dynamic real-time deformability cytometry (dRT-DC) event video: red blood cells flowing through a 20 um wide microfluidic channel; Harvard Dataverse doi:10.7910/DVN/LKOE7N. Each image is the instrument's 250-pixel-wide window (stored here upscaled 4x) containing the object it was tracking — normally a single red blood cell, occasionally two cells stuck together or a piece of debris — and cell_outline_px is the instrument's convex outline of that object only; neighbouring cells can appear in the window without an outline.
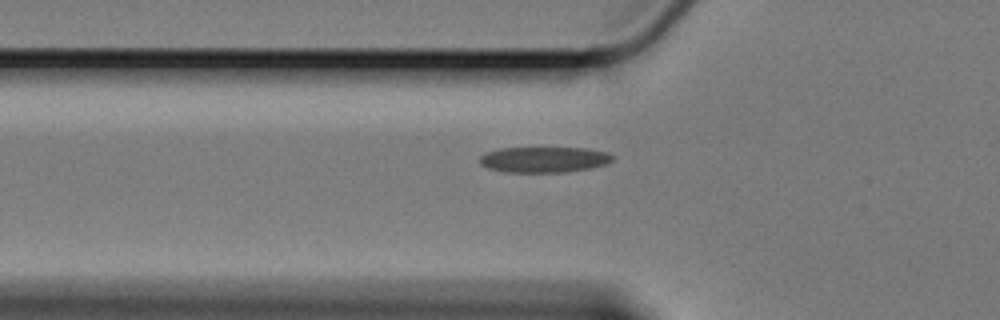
{"species": "Egyptian fruit bat (a non-hibernating species)", "species_latin": "Rousettus aegyptiacus", "temperature_condition": "cold", "stored_images_in_passage": 36, "camera_frame_rate_fps": 3000, "um_per_image_px": 0.085, "animal": {"sex": "female"}, "frame": {"image": 1, "passage_image": 2, "time_ms": 0.333, "image_size_px": [1000, 320], "cell_outline_px": [[616, 156], [608, 164], [568, 172], [504, 172], [488, 168], [480, 164], [480, 156], [484, 152], [500, 148], [588, 148], [608, 152]], "centroid_in_image_um": [46.26, 13.56], "position_along_channel_um": 79.5, "area_um2": 20.11}}
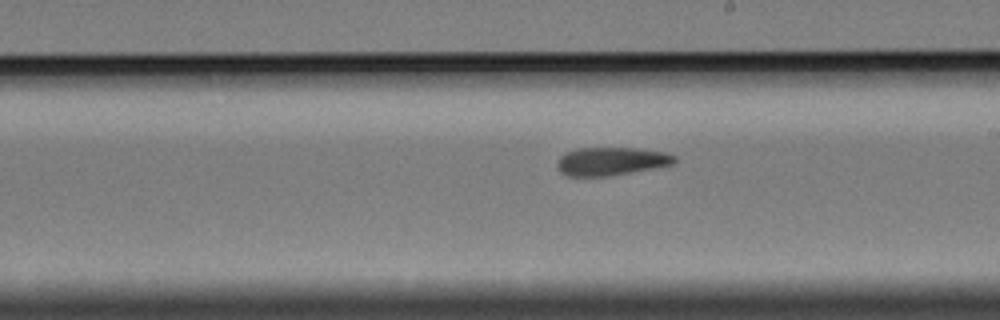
{"frame": {"image": 2, "passage_image": 16, "time_ms": 5.0, "image_size_px": [1000, 320], "cell_outline_px": [[676, 164], [608, 176], [568, 176], [560, 172], [556, 164], [560, 156], [564, 152], [576, 148], [636, 148], [664, 152], [676, 156]], "centroid_in_image_um": [51.94, 13.7], "position_along_channel_um": 237.1, "area_um2": 19.36}}
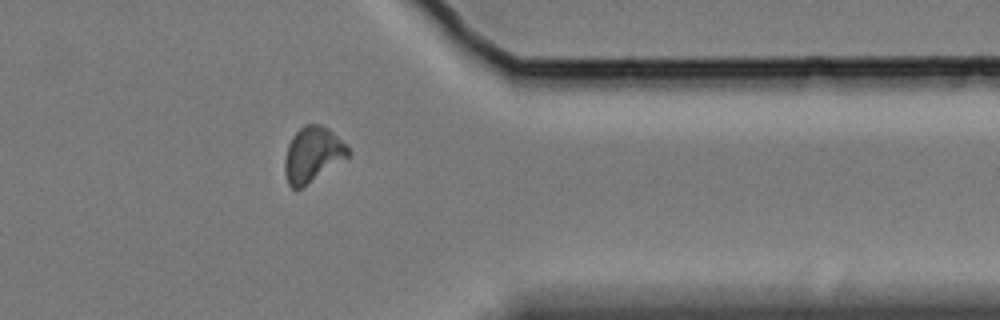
{"frame": {"image": 3, "passage_image": 30, "time_ms": 9.667, "image_size_px": [1000, 320], "cell_outline_px": [[352, 152], [348, 156], [300, 188], [292, 188], [288, 184], [284, 172], [284, 160], [288, 144], [292, 136], [304, 124], [320, 124], [328, 128]], "centroid_in_image_um": [26.53, 13.1], "position_along_channel_um": 384.9, "area_um2": 19.88}}